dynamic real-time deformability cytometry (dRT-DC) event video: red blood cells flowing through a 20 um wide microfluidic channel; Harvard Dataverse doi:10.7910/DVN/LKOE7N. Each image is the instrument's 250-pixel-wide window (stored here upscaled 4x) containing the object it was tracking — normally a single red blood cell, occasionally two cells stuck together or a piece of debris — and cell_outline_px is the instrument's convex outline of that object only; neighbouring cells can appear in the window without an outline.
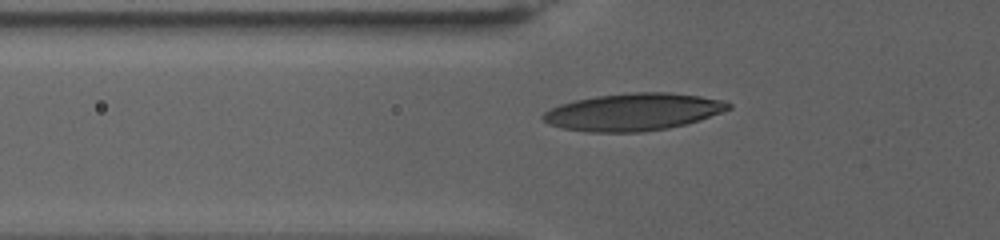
{"species": "human", "species_latin": "Homo sapiens", "temperature_condition": "warm", "stored_images_in_passage": 59, "camera_frame_rate_fps": 3000, "um_per_image_px": 0.085, "donor": {"sex": "female"}, "frame": {"image": 1, "passage_image": 12, "time_ms": 3.667, "image_size_px": [1000, 240], "cell_outline_px": [[732, 108], [700, 120], [668, 128], [640, 132], [584, 132], [564, 128], [548, 124], [540, 116], [544, 112], [560, 104], [576, 100], [596, 96], [632, 92], [668, 92], [700, 96], [728, 100], [732, 104]], "centroid_in_image_um": [53.85, 9.51], "position_along_channel_um": 71.9, "area_um2": 40.4}}
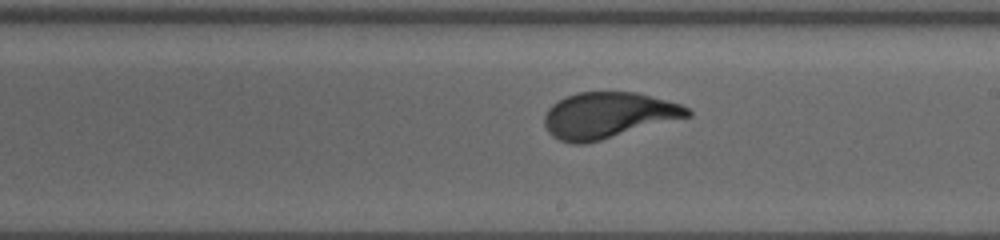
{"frame": {"image": 2, "passage_image": 30, "time_ms": 9.667, "image_size_px": [1000, 240], "cell_outline_px": [[692, 116], [600, 140], [584, 144], [572, 144], [560, 140], [552, 136], [548, 132], [544, 124], [544, 116], [548, 108], [552, 104], [576, 92], [636, 92], [680, 104], [688, 108], [692, 112]], "centroid_in_image_um": [51.68, 9.8], "position_along_channel_um": 237.3, "area_um2": 38.21}}
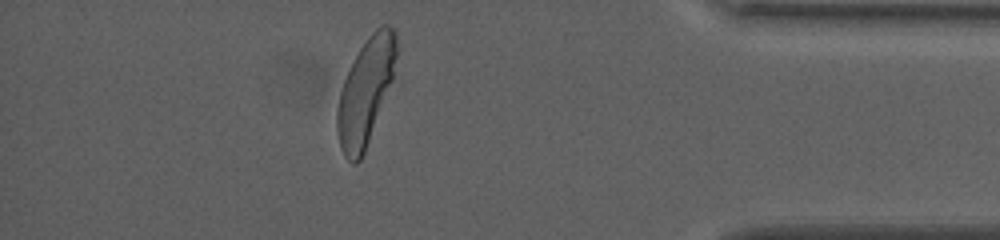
{"frame": {"image": 3, "passage_image": 51, "time_ms": 16.667, "image_size_px": [1000, 240], "cell_outline_px": [[400, 52], [392, 80], [364, 152], [360, 160], [356, 164], [352, 164], [344, 156], [340, 148], [336, 128], [336, 112], [340, 92], [344, 80], [360, 48], [368, 36], [380, 24], [388, 24], [396, 32]], "centroid_in_image_um": [31.1, 7.74], "position_along_channel_um": 404.1, "area_um2": 36.76}, "authors_computed_cell_mechanics": {"area_um2": 38.0324, "velocity_mm_per_s": 2.7985, "shape_relaxation_time_tau1_ms": 4.3981, "shape_relaxation_time_tau2_ms": null, "deformation_change_tau1": 0.1946, "deformation_change_tau2": null}}